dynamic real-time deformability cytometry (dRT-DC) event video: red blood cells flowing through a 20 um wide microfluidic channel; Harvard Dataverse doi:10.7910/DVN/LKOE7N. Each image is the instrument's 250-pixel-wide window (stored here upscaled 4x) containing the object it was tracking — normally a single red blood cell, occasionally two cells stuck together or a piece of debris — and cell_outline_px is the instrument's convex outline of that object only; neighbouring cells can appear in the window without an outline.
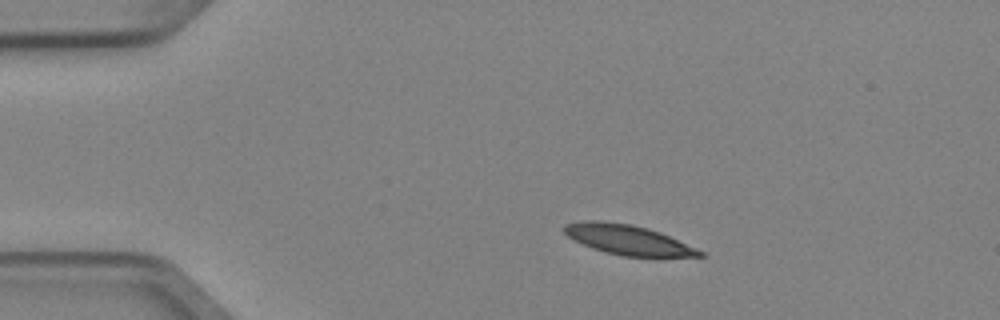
{"species": "Egyptian fruit bat (a non-hibernating species)", "species_latin": "Rousettus aegyptiacus", "temperature_condition": "cold", "stored_images_in_passage": 5, "camera_frame_rate_fps": 3000, "um_per_image_px": 0.085, "animal": {"sex": "female"}, "frame": {"image": 1, "passage_image": 2, "time_ms": 0.333, "image_size_px": [1000, 320], "cell_outline_px": [[704, 256], [624, 256], [604, 252], [592, 248], [568, 236], [564, 232], [564, 224], [584, 220], [600, 220], [632, 224], [648, 228], [660, 232], [696, 248], [704, 252]], "centroid_in_image_um": [53.34, 20.36], "position_along_channel_um": 31.7, "area_um2": 23.29}}
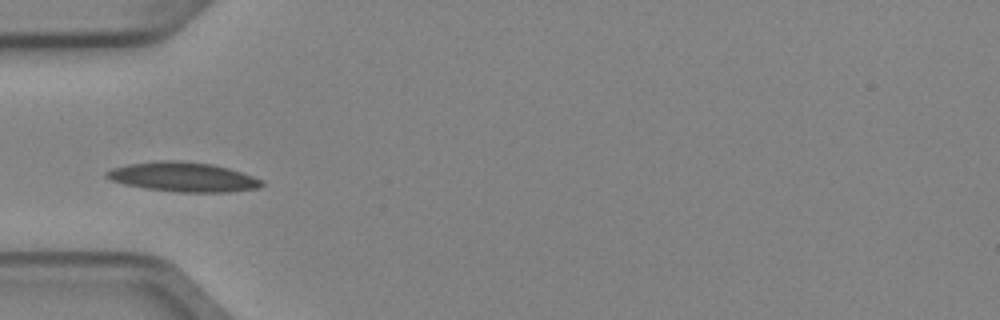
{"frame": {"image": 2, "passage_image": 4, "time_ms": 1.0, "image_size_px": [1000, 320], "cell_outline_px": [[264, 184], [256, 188], [228, 192], [176, 192], [144, 188], [124, 184], [112, 180], [104, 176], [104, 172], [112, 168], [128, 164], [160, 160], [180, 160], [212, 164], [228, 168], [264, 180]], "centroid_in_image_um": [15.53, 15.04], "position_along_channel_um": 69.5, "area_um2": 26.7}}
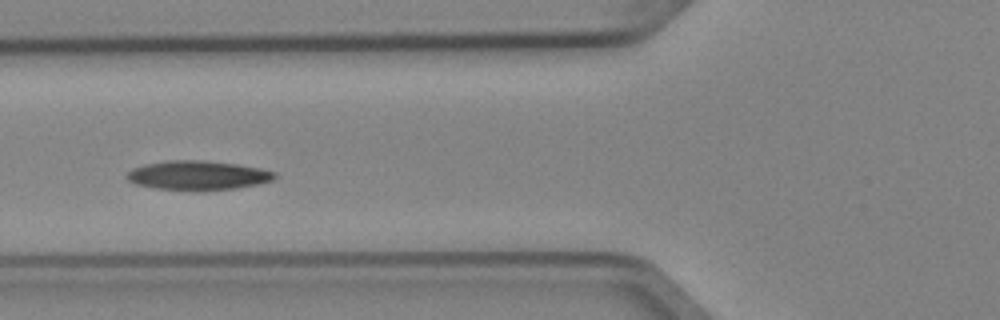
{"frame": {"image": 3, "passage_image": 5, "time_ms": 1.333, "image_size_px": [1000, 320], "cell_outline_px": [[276, 176], [272, 180], [256, 184], [236, 188], [156, 188], [136, 184], [128, 180], [128, 172], [132, 168], [144, 164], [168, 160], [204, 160], [236, 164], [260, 168], [276, 172]], "centroid_in_image_um": [16.81, 14.86], "position_along_channel_um": 109.0, "area_um2": 24.22}}